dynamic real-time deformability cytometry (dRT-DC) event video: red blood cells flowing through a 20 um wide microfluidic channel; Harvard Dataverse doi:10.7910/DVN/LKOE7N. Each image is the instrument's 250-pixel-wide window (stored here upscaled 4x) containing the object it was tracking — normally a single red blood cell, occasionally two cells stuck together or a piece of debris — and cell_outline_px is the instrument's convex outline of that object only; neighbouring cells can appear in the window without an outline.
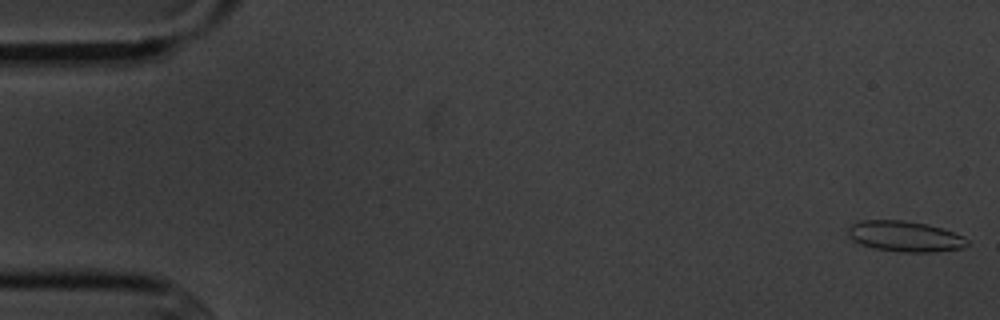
{"species": "common noctule bat (a hibernating species)", "species_latin": "Nyctalus noctula", "temperature_condition": "cold", "stored_images_in_passage": 5, "camera_frame_rate_fps": 3000, "um_per_image_px": 0.085, "animal": {"sex": "male", "body_mass_g": 20.1, "forearm_length_mm": 53.5}, "frame": {"image": 1, "passage_image": 1, "time_ms": 0.0, "image_size_px": [1000, 320], "cell_outline_px": [[968, 244], [964, 248], [936, 252], [900, 252], [872, 248], [860, 244], [852, 240], [848, 236], [848, 228], [852, 224], [860, 220], [904, 220], [928, 224], [964, 236], [968, 240]], "centroid_in_image_um": [76.91, 20.1], "position_along_channel_um": 8.1, "area_um2": 21.5}}
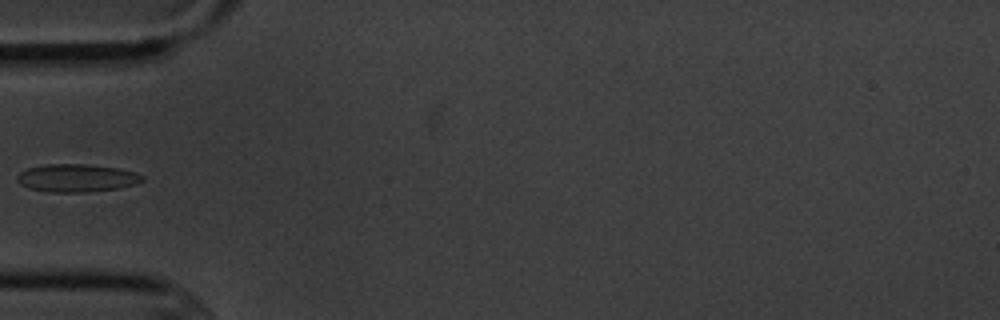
{"frame": {"image": 2, "passage_image": 5, "time_ms": 5.667, "image_size_px": [1000, 320], "cell_outline_px": [[144, 180], [136, 184], [120, 188], [88, 192], [48, 192], [28, 188], [20, 184], [16, 180], [16, 176], [20, 172], [28, 168], [48, 164], [88, 164], [116, 168], [136, 172], [144, 176]], "centroid_in_image_um": [6.52, 15.13], "position_along_channel_um": 78.5, "area_um2": 20.46}}